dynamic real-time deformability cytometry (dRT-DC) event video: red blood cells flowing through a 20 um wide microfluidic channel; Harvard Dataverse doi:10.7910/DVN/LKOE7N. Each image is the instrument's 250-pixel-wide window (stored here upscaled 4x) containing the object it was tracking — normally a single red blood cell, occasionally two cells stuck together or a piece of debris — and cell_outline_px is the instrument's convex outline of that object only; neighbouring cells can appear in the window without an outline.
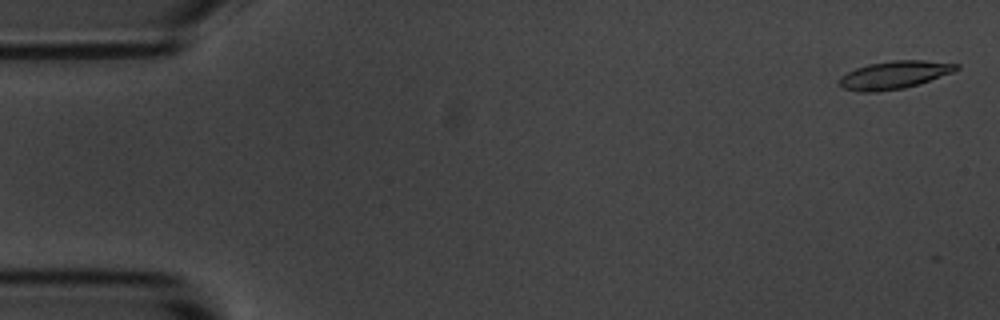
{"species": "common noctule bat (a hibernating species)", "species_latin": "Nyctalus noctula", "temperature_condition": "room temperature", "stored_images_in_passage": 5, "camera_frame_rate_fps": 3000, "um_per_image_px": 0.085, "animal": {"sex": "male", "body_mass_g": 20.1, "forearm_length_mm": 53.5}, "frame": {"image": 1, "passage_image": 1, "time_ms": 0.0, "image_size_px": [1000, 320], "cell_outline_px": [[960, 68], [952, 72], [904, 88], [876, 92], [860, 92], [844, 88], [840, 84], [840, 76], [856, 68], [868, 64], [892, 60], [924, 60], [960, 64]], "centroid_in_image_um": [76.0, 6.36], "position_along_channel_um": 9.0, "area_um2": 18.73}}
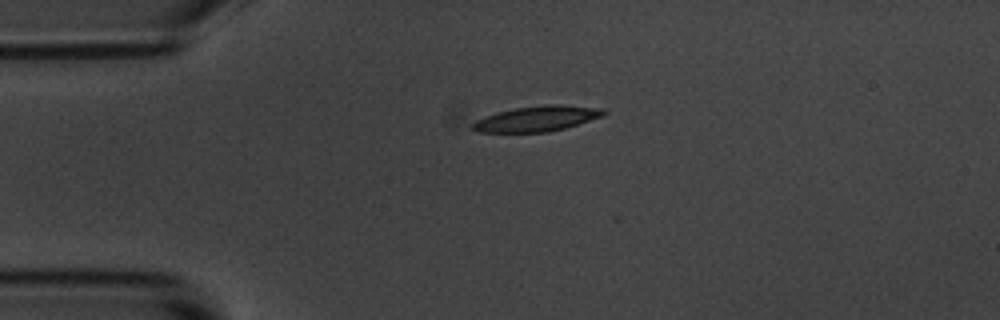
{"frame": {"image": 2, "passage_image": 4, "time_ms": 1.0, "image_size_px": [1000, 320], "cell_outline_px": [[608, 112], [604, 116], [564, 128], [548, 132], [476, 132], [472, 128], [472, 124], [476, 120], [484, 116], [496, 112], [516, 108], [552, 104], [556, 104], [604, 108]], "centroid_in_image_um": [45.66, 10.08], "position_along_channel_um": 39.3, "area_um2": 19.36}}